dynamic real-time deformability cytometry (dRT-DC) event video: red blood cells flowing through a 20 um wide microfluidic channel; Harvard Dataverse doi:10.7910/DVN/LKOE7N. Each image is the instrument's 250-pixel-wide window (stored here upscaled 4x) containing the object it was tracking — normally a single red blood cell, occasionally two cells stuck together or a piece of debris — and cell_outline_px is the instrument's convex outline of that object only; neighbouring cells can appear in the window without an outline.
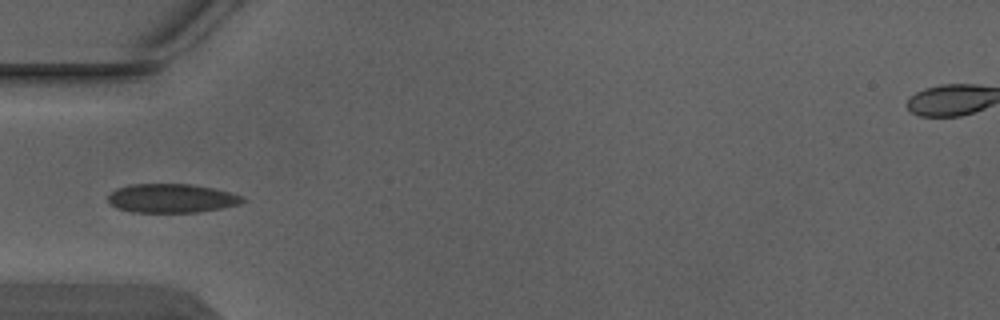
{"species": "Egyptian fruit bat (a non-hibernating species)", "species_latin": "Rousettus aegyptiacus", "temperature_condition": "warm", "stored_images_in_passage": 3, "camera_frame_rate_fps": 3000, "um_per_image_px": 0.085, "animal": {"sex": "male"}, "frame": {"image": 1, "passage_image": 3, "time_ms": 0.667, "image_size_px": [1000, 320], "cell_outline_px": [[244, 200], [240, 204], [220, 208], [196, 212], [132, 212], [116, 208], [108, 200], [108, 196], [116, 188], [132, 184], [192, 184], [216, 188], [244, 196]], "centroid_in_image_um": [14.6, 16.84], "position_along_channel_um": 70.4, "area_um2": 22.66}}